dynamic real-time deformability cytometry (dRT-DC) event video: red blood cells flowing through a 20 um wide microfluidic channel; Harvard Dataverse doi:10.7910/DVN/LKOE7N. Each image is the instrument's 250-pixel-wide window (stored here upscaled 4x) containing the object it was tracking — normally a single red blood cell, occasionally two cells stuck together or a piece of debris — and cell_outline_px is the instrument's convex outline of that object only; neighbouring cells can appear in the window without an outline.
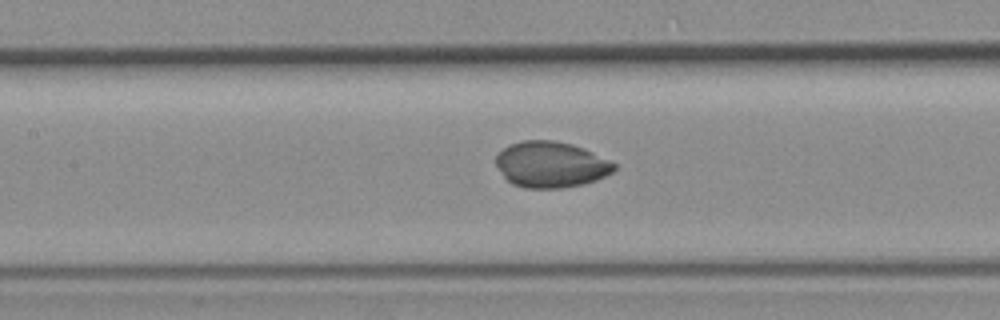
{"species": "common noctule bat (a hibernating species)", "species_latin": "Nyctalus noctula", "temperature_condition": "room temperature", "stored_images_in_passage": 39, "camera_frame_rate_fps": 3000, "um_per_image_px": 0.085, "animal": {"sex": "female", "body_mass_g": 19.3, "forearm_length_mm": 54.1}, "frame": {"image": 1, "passage_image": 9, "time_ms": 2.667, "image_size_px": [1000, 320], "cell_outline_px": [[616, 168], [612, 172], [596, 180], [584, 184], [560, 188], [524, 188], [512, 184], [504, 176], [496, 164], [496, 156], [504, 148], [520, 140], [552, 140], [572, 144], [584, 148], [616, 164]], "centroid_in_image_um": [46.82, 13.99], "position_along_channel_um": 160.6, "area_um2": 31.5}}
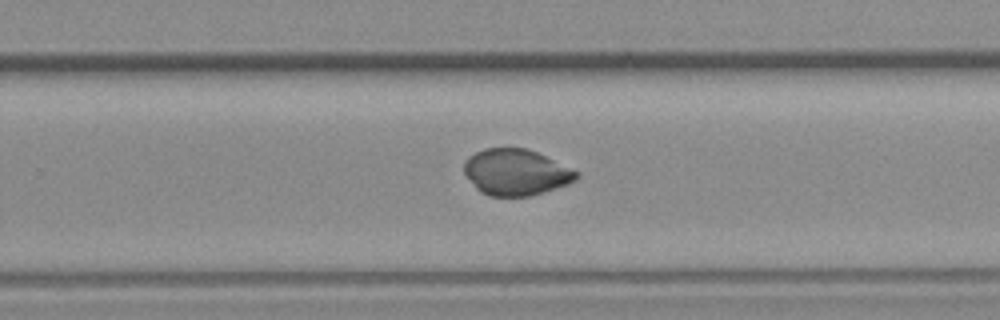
{"frame": {"image": 2, "passage_image": 19, "time_ms": 6.0, "image_size_px": [1000, 320], "cell_outline_px": [[580, 176], [576, 180], [568, 184], [544, 192], [528, 196], [488, 196], [480, 192], [476, 188], [464, 172], [464, 160], [468, 156], [484, 148], [528, 148], [580, 172]], "centroid_in_image_um": [43.86, 14.64], "position_along_channel_um": 285.9, "area_um2": 30.35}}
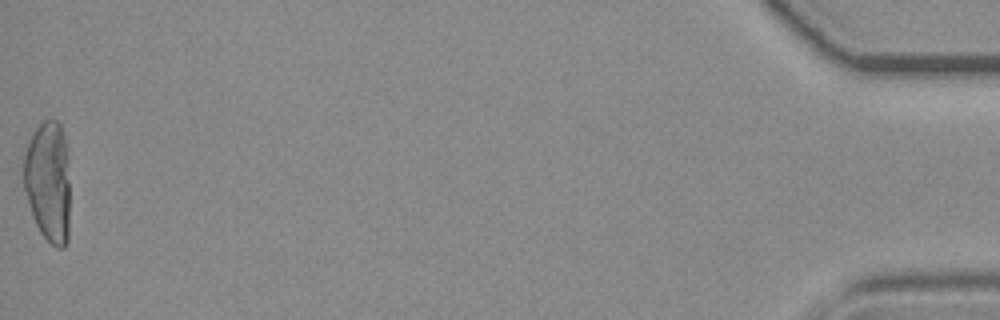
{"frame": {"image": 3, "passage_image": 39, "time_ms": 12.667, "image_size_px": [1000, 320], "cell_outline_px": [[68, 240], [64, 248], [56, 248], [40, 232], [32, 216], [24, 188], [24, 152], [28, 140], [32, 132], [44, 120], [56, 120], [60, 124], [64, 136], [68, 152]], "centroid_in_image_um": [4.09, 15.41], "position_along_channel_um": 431.1, "area_um2": 32.83}}